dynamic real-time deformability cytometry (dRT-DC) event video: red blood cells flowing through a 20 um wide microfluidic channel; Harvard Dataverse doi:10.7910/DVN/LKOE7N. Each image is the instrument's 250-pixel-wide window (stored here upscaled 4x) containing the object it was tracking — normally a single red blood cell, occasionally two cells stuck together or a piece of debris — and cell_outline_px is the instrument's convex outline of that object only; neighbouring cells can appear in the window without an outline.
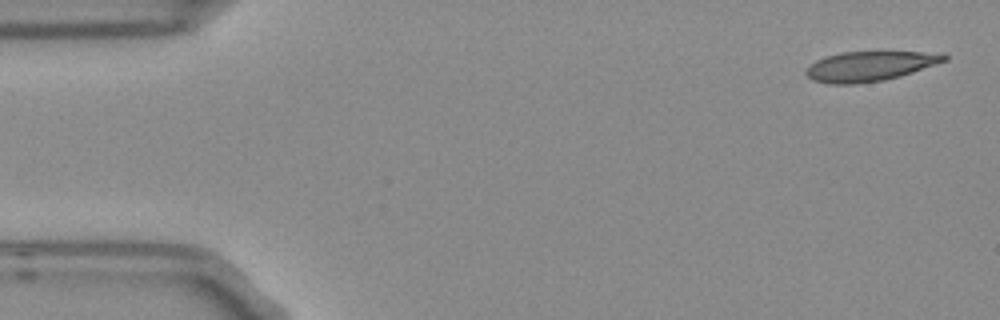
{"species": "Egyptian fruit bat (a non-hibernating species)", "species_latin": "Rousettus aegyptiacus", "temperature_condition": "room temperature", "stored_images_in_passage": 6, "camera_frame_rate_fps": 3000, "um_per_image_px": 0.085, "frame": {"image": 1, "passage_image": 1, "time_ms": 0.0, "image_size_px": [1000, 320], "cell_outline_px": [[948, 60], [900, 76], [884, 80], [856, 84], [828, 84], [812, 80], [804, 72], [816, 60], [824, 56], [840, 52], [944, 52], [948, 56]], "centroid_in_image_um": [73.94, 5.62], "position_along_channel_um": 11.1, "area_um2": 24.1}}
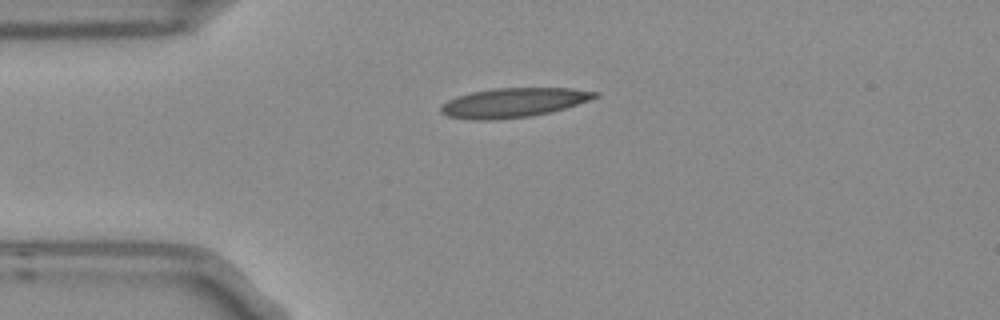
{"frame": {"image": 2, "passage_image": 4, "time_ms": 1.0, "image_size_px": [1000, 320], "cell_outline_px": [[600, 96], [564, 108], [532, 116], [492, 120], [472, 120], [448, 116], [440, 112], [440, 108], [448, 100], [456, 96], [472, 92], [492, 88], [572, 88], [600, 92]], "centroid_in_image_um": [43.64, 8.72], "position_along_channel_um": 41.4, "area_um2": 26.3}}
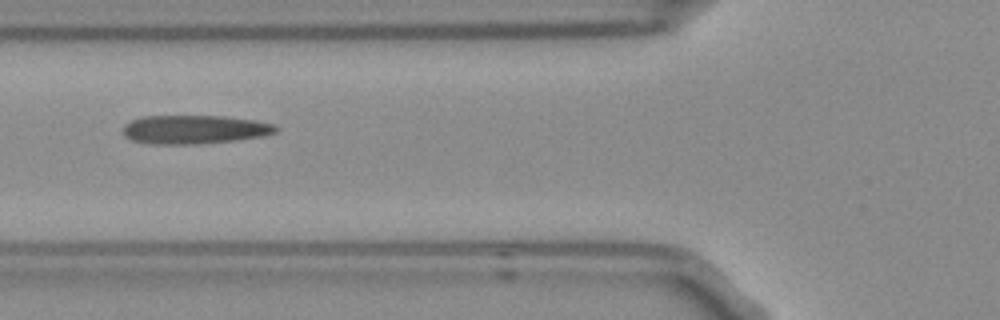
{"frame": {"image": 3, "passage_image": 6, "time_ms": 1.667, "image_size_px": [1000, 320], "cell_outline_px": [[280, 128], [276, 132], [264, 136], [236, 140], [200, 144], [152, 144], [132, 140], [124, 136], [124, 124], [140, 116], [224, 116], [256, 120], [276, 124]], "centroid_in_image_um": [16.57, 11.0], "position_along_channel_um": 109.2, "area_um2": 25.84}}